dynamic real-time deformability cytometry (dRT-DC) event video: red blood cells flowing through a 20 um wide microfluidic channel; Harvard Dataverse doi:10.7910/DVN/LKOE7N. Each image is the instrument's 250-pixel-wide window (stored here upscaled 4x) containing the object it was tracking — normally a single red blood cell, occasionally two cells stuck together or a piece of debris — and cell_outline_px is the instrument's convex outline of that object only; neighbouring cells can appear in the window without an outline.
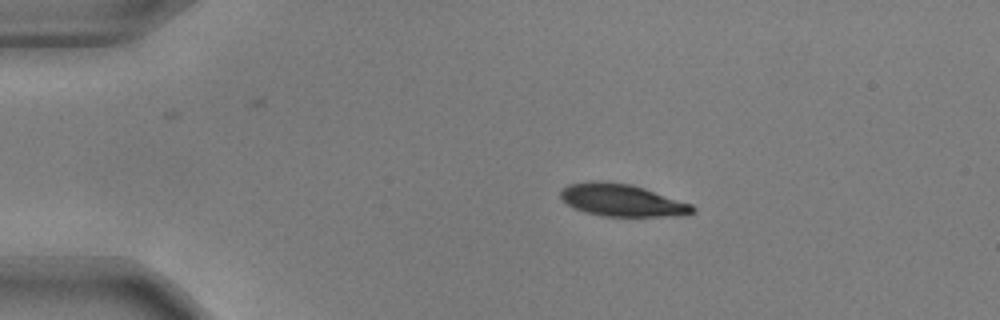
{"species": "common noctule bat (a hibernating species)", "species_latin": "Nyctalus noctula", "temperature_condition": "warm", "stored_images_in_passage": 44, "camera_frame_rate_fps": 3000, "um_per_image_px": 0.085, "animal": {"sex": "male", "body_mass_g": 17.9, "forearm_length_mm": 54.2}, "frame": {"image": 1, "passage_image": 1, "time_ms": 0.0, "image_size_px": [1000, 320], "cell_outline_px": [[696, 212], [684, 216], [604, 216], [584, 212], [568, 204], [560, 196], [560, 192], [568, 184], [592, 180], [632, 184], [692, 204], [696, 208]], "centroid_in_image_um": [52.91, 17.02], "position_along_channel_um": 32.1, "area_um2": 24.85}}
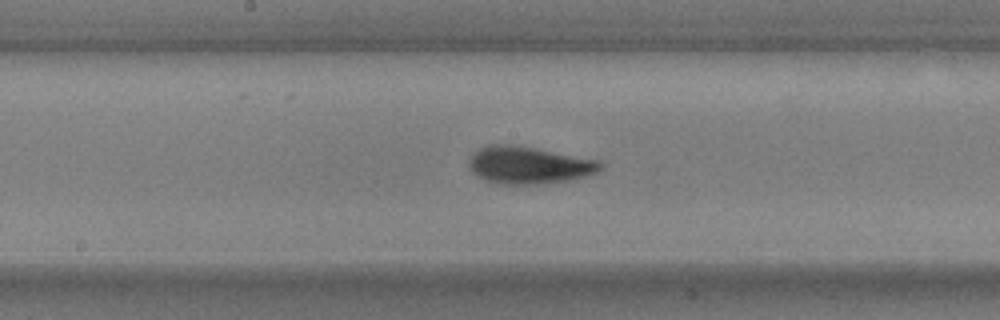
{"frame": {"image": 2, "passage_image": 19, "time_ms": 6.0, "image_size_px": [1000, 320], "cell_outline_px": [[604, 168], [600, 172], [572, 180], [540, 184], [496, 184], [484, 180], [476, 176], [472, 172], [468, 164], [468, 160], [480, 148], [488, 144], [512, 144], [600, 160], [604, 164]], "centroid_in_image_um": [44.98, 14.05], "position_along_channel_um": 203.2, "area_um2": 28.96}}
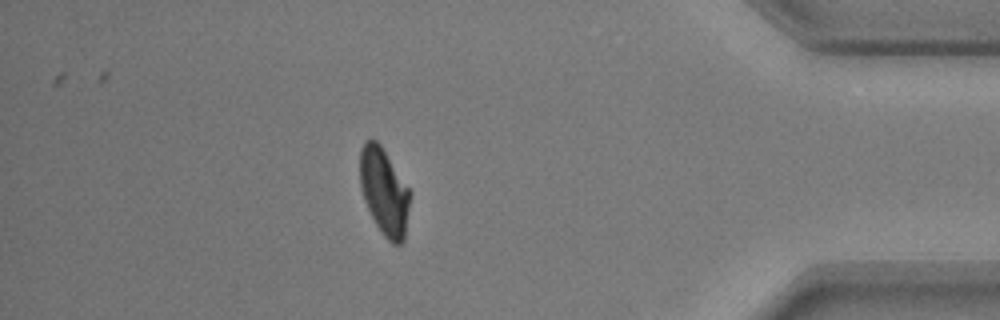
{"frame": {"image": 3, "passage_image": 38, "time_ms": 12.333, "image_size_px": [1000, 320], "cell_outline_px": [[412, 192], [404, 240], [400, 244], [392, 244], [384, 236], [376, 224], [364, 200], [360, 188], [360, 148], [364, 140], [372, 136], [380, 144]], "centroid_in_image_um": [32.66, 16.25], "position_along_channel_um": 402.5, "area_um2": 25.66}, "authors_computed_cell_mechanics": {"area_um2": 26.9348, "velocity_mm_per_s": 3.7327, "shape_relaxation_time_tau1_ms": 3.5117, "shape_relaxation_time_tau2_ms": 1.7364, "deformation_change_tau1": 0.1634, "deformation_change_tau2": 0.054}}